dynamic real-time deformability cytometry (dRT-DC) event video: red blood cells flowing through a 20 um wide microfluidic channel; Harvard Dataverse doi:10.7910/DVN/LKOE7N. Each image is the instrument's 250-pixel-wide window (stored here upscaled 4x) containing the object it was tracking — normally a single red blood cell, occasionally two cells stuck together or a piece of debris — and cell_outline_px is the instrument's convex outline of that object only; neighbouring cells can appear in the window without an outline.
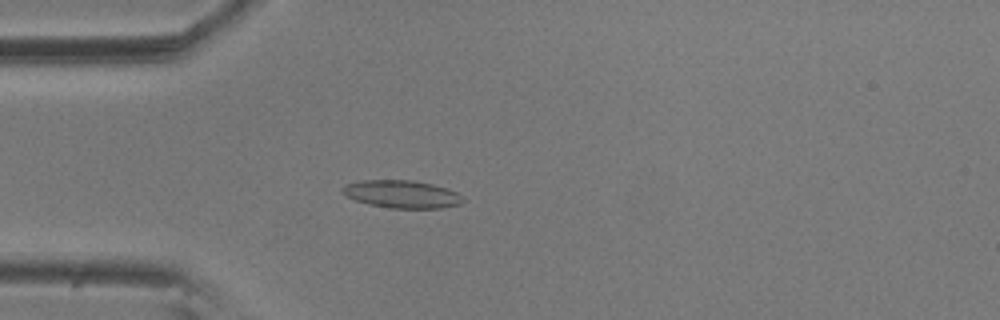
{"species": "common noctule bat (a hibernating species)", "species_latin": "Nyctalus noctula", "temperature_condition": "room temperature", "stored_images_in_passage": 56, "camera_frame_rate_fps": 3000, "um_per_image_px": 0.085, "animal": {"sex": "male", "body_mass_g": 20.5, "forearm_length_mm": 52.5}, "frame": {"image": 1, "passage_image": 15, "time_ms": 4.667, "image_size_px": [1000, 320], "cell_outline_px": [[464, 200], [460, 204], [440, 208], [388, 208], [368, 204], [356, 200], [340, 192], [340, 188], [348, 184], [360, 180], [412, 180], [432, 184], [448, 188], [456, 192]], "centroid_in_image_um": [34.14, 16.5], "position_along_channel_um": 50.9, "area_um2": 19.42}}
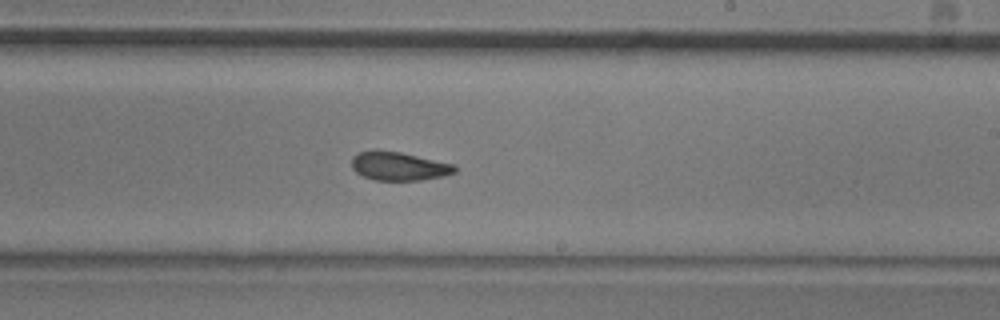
{"frame": {"image": 2, "passage_image": 33, "time_ms": 10.667, "image_size_px": [1000, 320], "cell_outline_px": [[456, 172], [444, 176], [420, 180], [376, 180], [364, 176], [356, 172], [352, 168], [352, 156], [356, 152], [376, 148], [400, 152], [456, 164]], "centroid_in_image_um": [33.88, 14.09], "position_along_channel_um": 255.1, "area_um2": 17.51}}
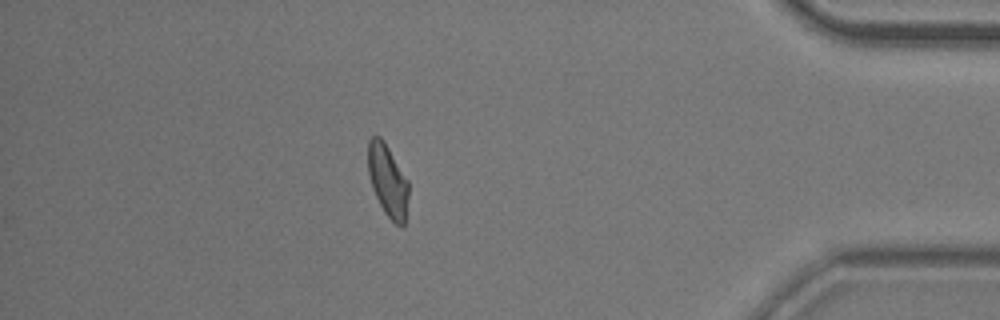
{"frame": {"image": 3, "passage_image": 49, "time_ms": 16.0, "image_size_px": [1000, 320], "cell_outline_px": [[408, 196], [404, 224], [396, 224], [384, 212], [372, 188], [368, 172], [368, 140], [372, 136], [380, 136], [384, 140], [408, 180]], "centroid_in_image_um": [32.94, 15.3], "position_along_channel_um": 402.3, "area_um2": 16.88}, "authors_computed_cell_mechanics": {"area_um2": 17.7735, "velocity_mm_per_s": 3.5534, "shape_relaxation_time_tau1_ms": 6.2206, "shape_relaxation_time_tau2_ms": 3.1443, "deformation_change_tau1": 0.148, "deformation_change_tau2": 0.0971}}